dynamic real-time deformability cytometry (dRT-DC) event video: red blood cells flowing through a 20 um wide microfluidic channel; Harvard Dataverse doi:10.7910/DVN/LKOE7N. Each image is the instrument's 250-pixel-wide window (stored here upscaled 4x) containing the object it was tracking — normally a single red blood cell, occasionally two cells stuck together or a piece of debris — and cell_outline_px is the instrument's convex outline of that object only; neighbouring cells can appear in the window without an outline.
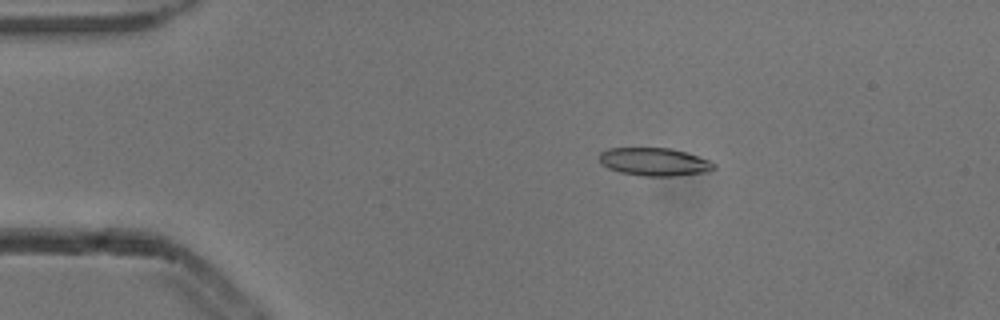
{"species": "common noctule bat (a hibernating species)", "species_latin": "Nyctalus noctula", "temperature_condition": "cold", "stored_images_in_passage": 5, "camera_frame_rate_fps": 3000, "um_per_image_px": 0.085, "animal": {"sex": "male", "body_mass_g": 13.3}, "frame": {"image": 1, "passage_image": 1, "time_ms": 0.0, "image_size_px": [1000, 320], "cell_outline_px": [[716, 168], [708, 172], [672, 176], [644, 176], [620, 172], [608, 168], [600, 160], [600, 152], [608, 148], [668, 148], [684, 152], [708, 160], [716, 164]], "centroid_in_image_um": [55.63, 13.76], "position_along_channel_um": 29.4, "area_um2": 18.5}}
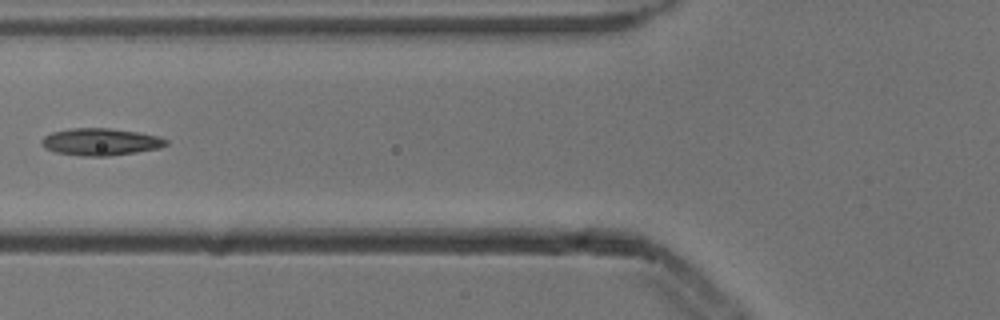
{"frame": {"image": 2, "passage_image": 4, "time_ms": 1.0, "image_size_px": [1000, 320], "cell_outline_px": [[168, 144], [160, 148], [136, 152], [108, 156], [80, 156], [56, 152], [44, 148], [40, 144], [40, 140], [44, 136], [52, 132], [68, 128], [112, 128], [160, 136], [168, 140]], "centroid_in_image_um": [8.53, 12.05], "position_along_channel_um": 117.3, "area_um2": 19.88}}
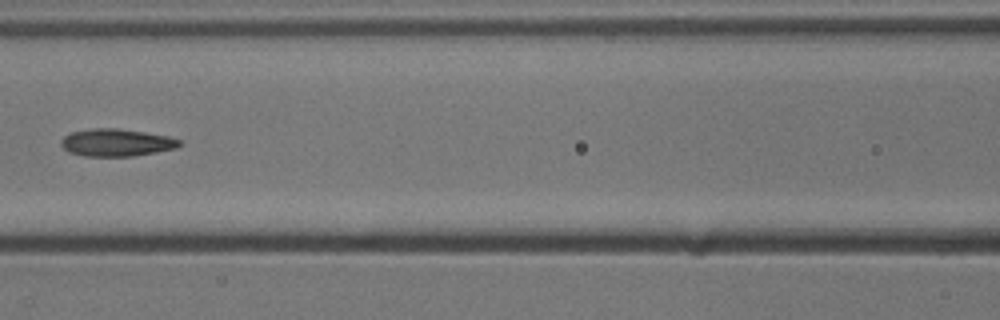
{"frame": {"image": 3, "passage_image": 5, "time_ms": 1.333, "image_size_px": [1000, 320], "cell_outline_px": [[180, 144], [176, 148], [156, 152], [132, 156], [84, 156], [68, 152], [60, 144], [60, 140], [64, 136], [72, 132], [92, 128], [116, 128], [144, 132], [168, 136], [180, 140]], "centroid_in_image_um": [9.86, 12.12], "position_along_channel_um": 156.7, "area_um2": 18.84}}